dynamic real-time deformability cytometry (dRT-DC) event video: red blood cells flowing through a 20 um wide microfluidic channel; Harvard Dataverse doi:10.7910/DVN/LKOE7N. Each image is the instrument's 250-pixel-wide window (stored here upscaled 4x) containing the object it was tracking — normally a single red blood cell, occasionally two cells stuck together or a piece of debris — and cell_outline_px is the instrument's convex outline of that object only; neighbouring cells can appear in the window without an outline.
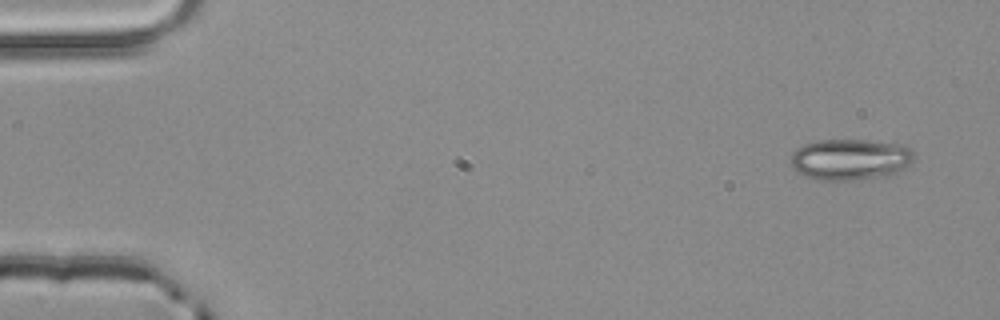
{"species": "common noctule bat (a hibernating species)", "species_latin": "Nyctalus noctula", "temperature_condition": "room temperature", "stored_images_in_passage": 4, "camera_frame_rate_fps": 3000, "um_per_image_px": 0.085, "animal": {"sex": "male", "body_mass_g": 20.4}, "frame": {"image": 1, "passage_image": 1, "time_ms": 0.0, "image_size_px": [1000, 320], "cell_outline_px": [[912, 160], [904, 168], [888, 176], [856, 180], [824, 180], [804, 176], [796, 172], [792, 168], [792, 152], [796, 148], [804, 144], [820, 140], [868, 140], [900, 144], [908, 148], [912, 152]], "centroid_in_image_um": [72.23, 13.55], "position_along_channel_um": 12.8, "area_um2": 29.48}}